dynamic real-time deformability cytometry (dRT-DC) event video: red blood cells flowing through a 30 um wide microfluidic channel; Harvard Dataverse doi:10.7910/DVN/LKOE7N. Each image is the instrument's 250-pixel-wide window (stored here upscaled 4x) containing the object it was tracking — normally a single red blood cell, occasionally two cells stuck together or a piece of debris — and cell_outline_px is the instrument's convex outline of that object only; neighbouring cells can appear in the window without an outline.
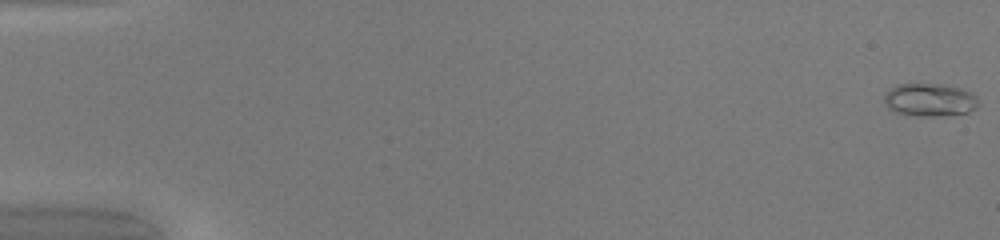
{"species": "common noctule bat (a hibernating species)", "species_latin": "Nyctalus noctula", "temperature_condition": "warm", "stored_images_in_passage": 50, "camera_frame_rate_fps": 3000, "um_per_image_px": 0.085, "animal": {"sex": "female", "body_mass_g": 20.0, "forearm_length_mm": 54.0}, "frame": {"image": 1, "passage_image": 1, "time_ms": 0.0, "image_size_px": [1000, 240], "cell_outline_px": [[980, 104], [976, 108], [968, 112], [940, 116], [916, 116], [896, 112], [888, 108], [884, 104], [884, 96], [896, 84], [940, 84], [960, 88], [972, 92], [980, 100]], "centroid_in_image_um": [79.06, 8.49], "position_along_channel_um": 5.9, "area_um2": 18.21}}
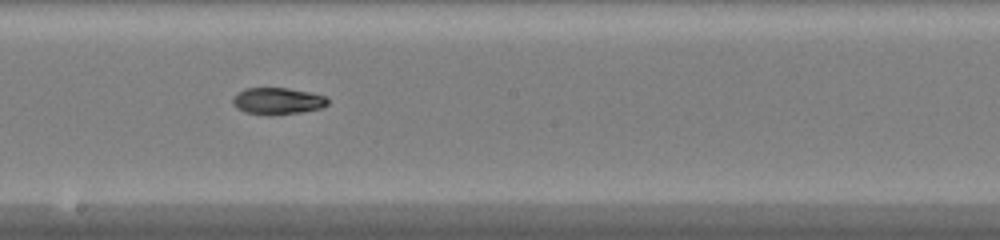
{"frame": {"image": 2, "passage_image": 29, "time_ms": 9.333, "image_size_px": [1000, 240], "cell_outline_px": [[328, 104], [320, 108], [304, 112], [244, 112], [236, 108], [232, 104], [232, 96], [236, 92], [244, 88], [288, 88], [308, 92], [324, 96], [328, 100]], "centroid_in_image_um": [23.54, 8.53], "position_along_channel_um": 224.7, "area_um2": 14.22}}
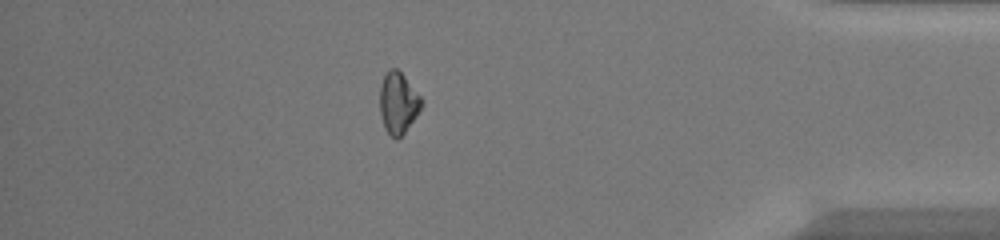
{"frame": {"image": 3, "passage_image": 44, "time_ms": 14.333, "image_size_px": [1000, 240], "cell_outline_px": [[424, 100], [416, 116], [404, 132], [396, 140], [384, 128], [380, 112], [380, 84], [388, 68], [396, 68], [404, 76]], "centroid_in_image_um": [33.83, 8.73], "position_along_channel_um": 401.4, "area_um2": 14.74}}